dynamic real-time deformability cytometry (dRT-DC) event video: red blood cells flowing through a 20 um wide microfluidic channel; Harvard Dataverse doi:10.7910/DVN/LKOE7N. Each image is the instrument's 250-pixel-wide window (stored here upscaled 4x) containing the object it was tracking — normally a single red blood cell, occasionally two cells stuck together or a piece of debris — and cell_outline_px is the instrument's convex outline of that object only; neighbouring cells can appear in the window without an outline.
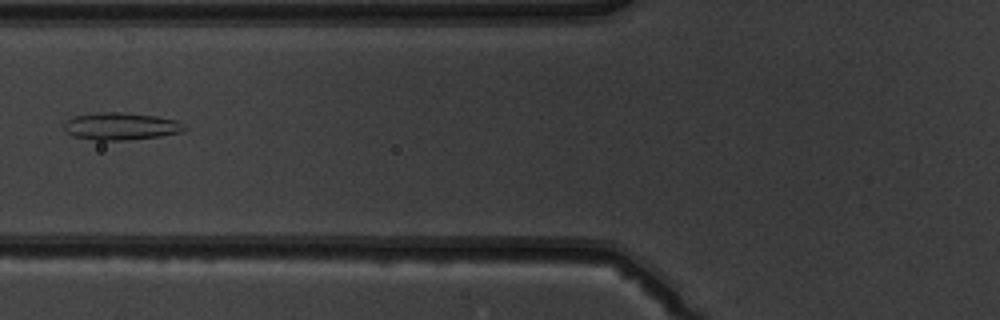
{"species": "common noctule bat (a hibernating species)", "species_latin": "Nyctalus noctula", "temperature_condition": "warm", "stored_images_in_passage": 5, "camera_frame_rate_fps": 3000, "um_per_image_px": 0.085, "animal": {"sex": "male", "body_mass_g": 19.5, "forearm_length_mm": 54.6}, "frame": {"image": 1, "passage_image": 4, "time_ms": 3.667, "image_size_px": [1000, 320], "cell_outline_px": [[188, 128], [180, 132], [160, 136], [124, 140], [96, 140], [72, 136], [64, 132], [64, 124], [72, 116], [100, 112], [124, 112], [156, 116], [176, 120], [184, 124]], "centroid_in_image_um": [10.25, 10.73], "position_along_channel_um": 115.5, "area_um2": 19.25}}